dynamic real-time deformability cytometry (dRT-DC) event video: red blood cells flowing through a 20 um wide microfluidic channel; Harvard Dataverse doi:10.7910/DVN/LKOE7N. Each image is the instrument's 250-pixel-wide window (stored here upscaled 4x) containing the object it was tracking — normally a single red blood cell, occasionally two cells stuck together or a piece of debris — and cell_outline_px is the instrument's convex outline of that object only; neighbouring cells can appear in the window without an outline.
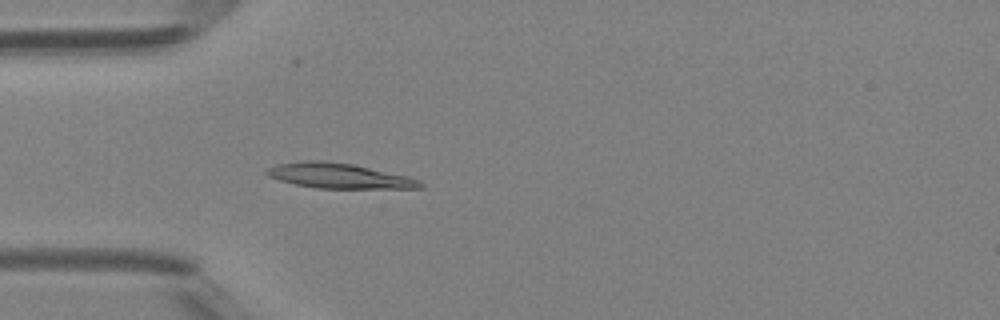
{"species": "Egyptian fruit bat (a non-hibernating species)", "species_latin": "Rousettus aegyptiacus", "temperature_condition": "room temperature", "stored_images_in_passage": 43, "camera_frame_rate_fps": 3000, "um_per_image_px": 0.085, "animal": {"sex": "female"}, "frame": {"image": 1, "passage_image": 13, "time_ms": 4.0, "image_size_px": [1000, 320], "cell_outline_px": [[424, 188], [316, 188], [296, 184], [280, 180], [268, 176], [264, 172], [264, 168], [276, 164], [304, 160], [320, 160], [352, 164], [408, 176], [420, 180], [424, 184]], "centroid_in_image_um": [28.79, 14.94], "position_along_channel_um": 56.2, "area_um2": 22.48}}
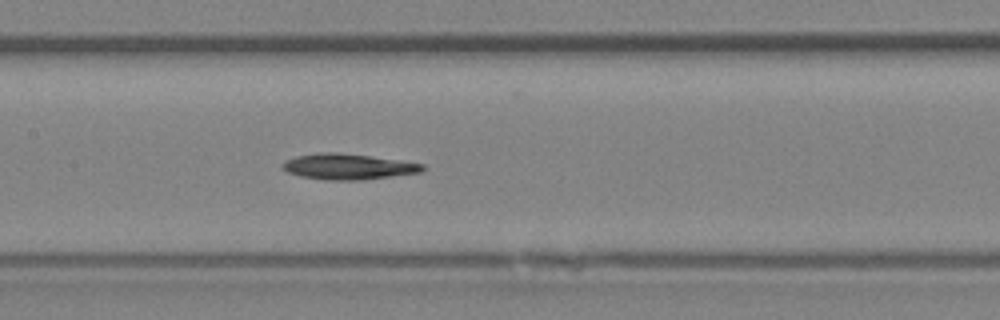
{"frame": {"image": 2, "passage_image": 21, "time_ms": 6.667, "image_size_px": [1000, 320], "cell_outline_px": [[424, 172], [364, 180], [324, 180], [300, 176], [288, 172], [280, 168], [280, 164], [284, 160], [296, 156], [320, 152], [336, 152], [400, 160], [424, 164]], "centroid_in_image_um": [29.56, 14.17], "position_along_channel_um": 177.8, "area_um2": 21.21}}
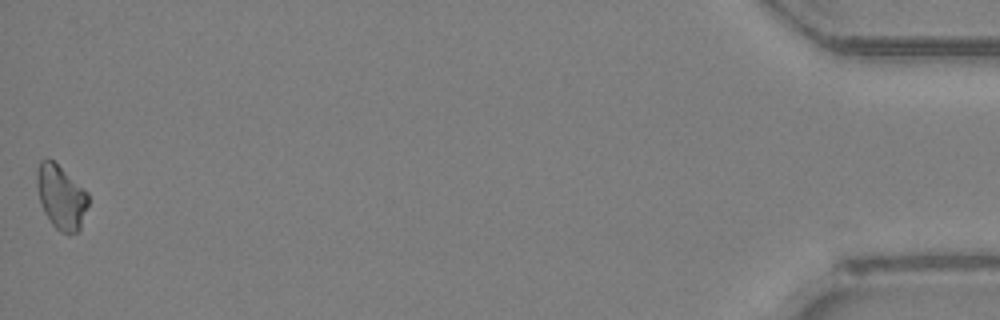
{"frame": {"image": 3, "passage_image": 43, "time_ms": 14.0, "image_size_px": [1000, 320], "cell_outline_px": [[88, 204], [80, 228], [76, 232], [68, 236], [60, 232], [52, 224], [44, 212], [40, 200], [36, 184], [36, 172], [40, 160], [52, 160], [88, 192]], "centroid_in_image_um": [5.19, 16.78], "position_along_channel_um": 430.0, "area_um2": 19.02}}